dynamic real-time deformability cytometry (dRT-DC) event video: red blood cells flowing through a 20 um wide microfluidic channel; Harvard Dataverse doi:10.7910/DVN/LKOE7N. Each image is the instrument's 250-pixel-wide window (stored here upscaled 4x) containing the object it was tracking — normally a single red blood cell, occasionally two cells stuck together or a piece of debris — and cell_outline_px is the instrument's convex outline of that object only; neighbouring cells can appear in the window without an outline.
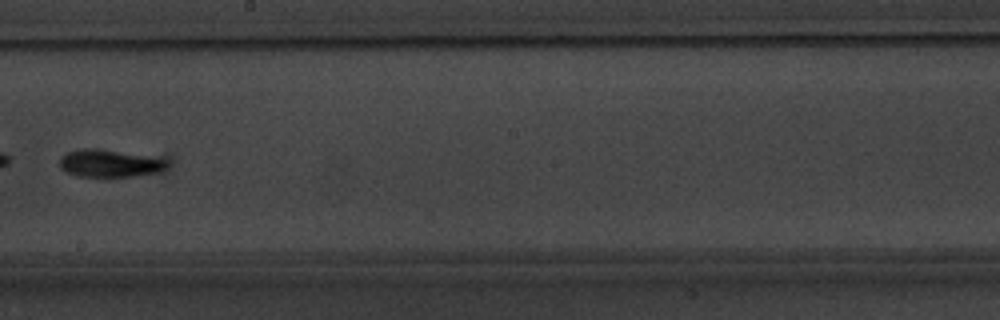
{"species": "common noctule bat (a hibernating species)", "species_latin": "Nyctalus noctula", "temperature_condition": "warm", "stored_images_in_passage": 10, "camera_frame_rate_fps": 3000, "um_per_image_px": 0.085, "animal": {"sex": "male", "body_mass_g": 20.1, "forearm_length_mm": 53.5}, "frame": {"image": 1, "passage_image": 9, "time_ms": 10.0, "image_size_px": [1000, 320], "cell_outline_px": [[168, 164], [164, 168], [156, 172], [132, 176], [76, 176], [64, 172], [60, 168], [60, 156], [68, 152], [80, 148], [96, 148], [168, 160]], "centroid_in_image_um": [9.21, 13.88], "position_along_channel_um": 239.0, "area_um2": 16.88}}